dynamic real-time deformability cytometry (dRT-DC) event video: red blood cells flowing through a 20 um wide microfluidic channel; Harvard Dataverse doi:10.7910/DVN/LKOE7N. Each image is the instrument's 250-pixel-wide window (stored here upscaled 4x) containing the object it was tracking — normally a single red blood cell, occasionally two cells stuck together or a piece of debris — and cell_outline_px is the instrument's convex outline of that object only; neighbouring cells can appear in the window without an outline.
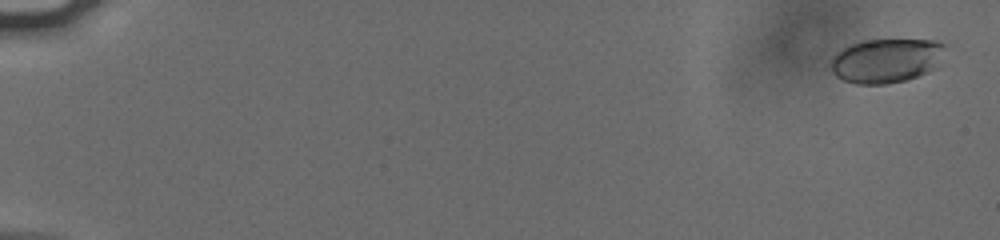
{"species": "human", "species_latin": "Homo sapiens", "temperature_condition": "cold", "stored_images_in_passage": 58, "camera_frame_rate_fps": 3000, "um_per_image_px": 0.085, "donor": {"sex": "male"}, "frame": {"image": 1, "passage_image": 3, "time_ms": 0.667, "image_size_px": [1000, 240], "cell_outline_px": [[944, 44], [932, 68], [928, 72], [904, 80], [884, 84], [856, 84], [844, 80], [836, 76], [832, 72], [828, 64], [832, 56], [836, 52], [852, 44], [864, 40], [936, 40]], "centroid_in_image_um": [75.2, 5.15], "position_along_channel_um": 9.8, "area_um2": 28.9}}
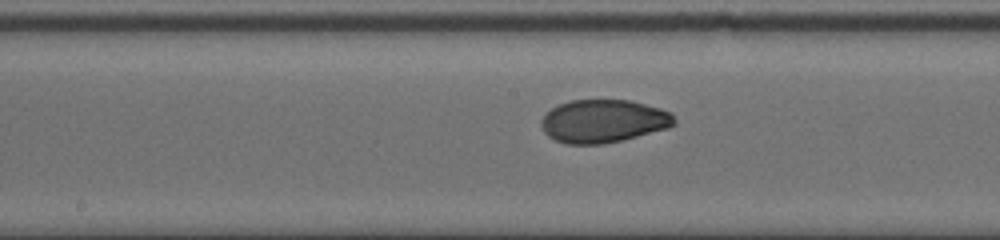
{"frame": {"image": 2, "passage_image": 33, "time_ms": 10.667, "image_size_px": [1000, 240], "cell_outline_px": [[676, 124], [668, 128], [604, 144], [564, 144], [548, 136], [544, 132], [540, 124], [540, 120], [552, 108], [560, 104], [572, 100], [632, 100], [660, 108], [668, 112], [676, 120]], "centroid_in_image_um": [51.27, 10.3], "position_along_channel_um": 196.9, "area_um2": 33.23}}
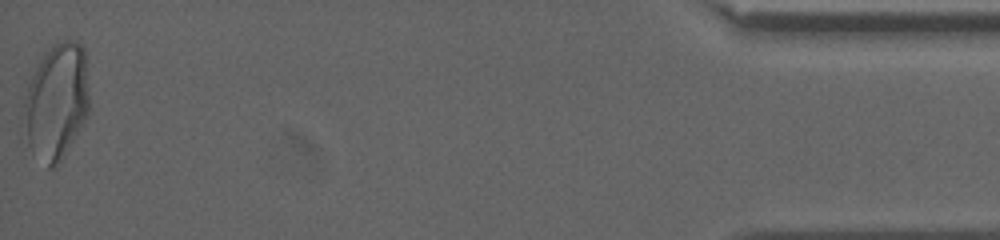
{"frame": {"image": 3, "passage_image": 58, "time_ms": 19.0, "image_size_px": [1000, 240], "cell_outline_px": [[88, 116], [64, 156], [56, 168], [48, 168], [28, 144], [20, 132], [20, 116], [24, 96], [28, 84], [36, 64], [40, 56], [52, 44], [64, 40], [76, 40], [84, 48], [88, 96]], "centroid_in_image_um": [4.73, 8.65], "position_along_channel_um": 430.5, "area_um2": 45.43}, "authors_computed_cell_mechanics": {"area_um2": 32.8015, "velocity_mm_per_s": 3.7961, "shape_relaxation_time_tau1_ms": 4.3819, "shape_relaxation_time_tau2_ms": 0.8811, "deformation_change_tau1": 0.1439, "deformation_change_tau2": 0.0408}}